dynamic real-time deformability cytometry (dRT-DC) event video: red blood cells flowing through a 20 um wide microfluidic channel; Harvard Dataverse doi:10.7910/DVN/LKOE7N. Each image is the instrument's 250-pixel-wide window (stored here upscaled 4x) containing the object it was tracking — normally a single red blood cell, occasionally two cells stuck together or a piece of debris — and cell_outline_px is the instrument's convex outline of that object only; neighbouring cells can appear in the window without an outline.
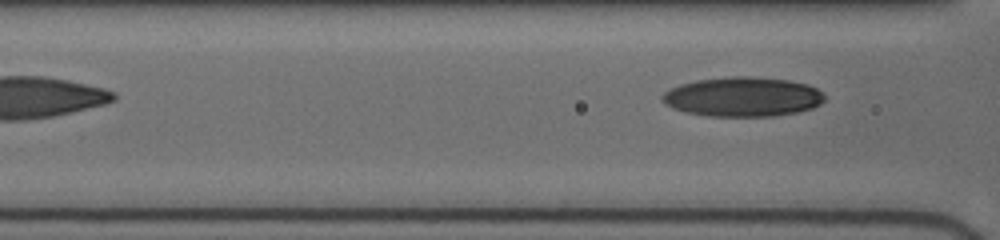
{"species": "human", "species_latin": "Homo sapiens", "temperature_condition": "cold", "stored_images_in_passage": 8, "segment_of_instrument_passage": [2, 2], "camera_frame_rate_fps": 3000, "um_per_image_px": 0.085, "donor": {"sex": "female"}, "frame": {"image": 1, "passage_image": 8, "time_ms": 4.0, "image_size_px": [1000, 240], "cell_outline_px": [[824, 100], [820, 104], [812, 108], [796, 112], [772, 116], [708, 116], [688, 112], [672, 108], [660, 96], [664, 92], [680, 84], [696, 80], [728, 76], [752, 76], [788, 80], [808, 84], [824, 92]], "centroid_in_image_um": [63.16, 8.22], "position_along_channel_um": 103.4, "area_um2": 37.34}}